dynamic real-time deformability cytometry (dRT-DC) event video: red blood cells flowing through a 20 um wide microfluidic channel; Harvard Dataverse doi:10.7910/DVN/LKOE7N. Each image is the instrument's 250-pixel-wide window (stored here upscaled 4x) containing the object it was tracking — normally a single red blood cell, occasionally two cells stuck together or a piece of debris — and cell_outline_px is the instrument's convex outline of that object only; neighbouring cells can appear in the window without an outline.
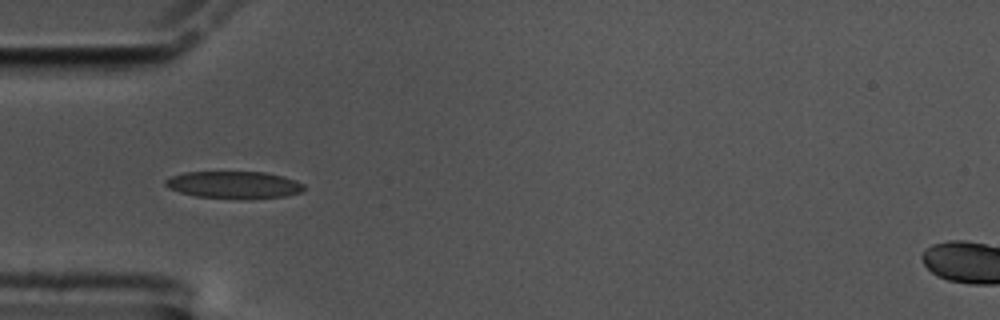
{"species": "common noctule bat (a hibernating species)", "species_latin": "Nyctalus noctula", "temperature_condition": "cold", "stored_images_in_passage": 4, "camera_frame_rate_fps": 3000, "um_per_image_px": 0.085, "animal": {"sex": "male", "body_mass_g": 17.5, "forearm_length_mm": 52.3}, "frame": {"image": 1, "passage_image": 1, "time_ms": 0.0, "image_size_px": [1000, 320], "cell_outline_px": [[304, 192], [284, 196], [240, 200], [196, 196], [180, 192], [168, 188], [164, 184], [164, 180], [172, 176], [184, 172], [264, 172], [284, 176], [296, 180], [304, 184]], "centroid_in_image_um": [19.91, 15.72], "position_along_channel_um": 65.1, "area_um2": 22.31}}
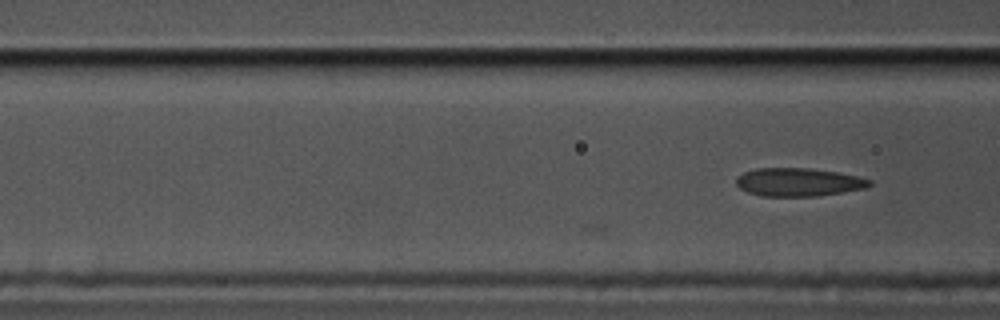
{"frame": {"image": 2, "passage_image": 4, "time_ms": 1.0, "image_size_px": [1000, 320], "cell_outline_px": [[872, 184], [864, 188], [844, 192], [816, 196], [764, 196], [748, 192], [740, 188], [736, 184], [736, 180], [744, 172], [756, 168], [808, 168], [836, 172], [856, 176], [872, 180]], "centroid_in_image_um": [67.87, 15.48], "position_along_channel_um": 98.7, "area_um2": 21.73}}